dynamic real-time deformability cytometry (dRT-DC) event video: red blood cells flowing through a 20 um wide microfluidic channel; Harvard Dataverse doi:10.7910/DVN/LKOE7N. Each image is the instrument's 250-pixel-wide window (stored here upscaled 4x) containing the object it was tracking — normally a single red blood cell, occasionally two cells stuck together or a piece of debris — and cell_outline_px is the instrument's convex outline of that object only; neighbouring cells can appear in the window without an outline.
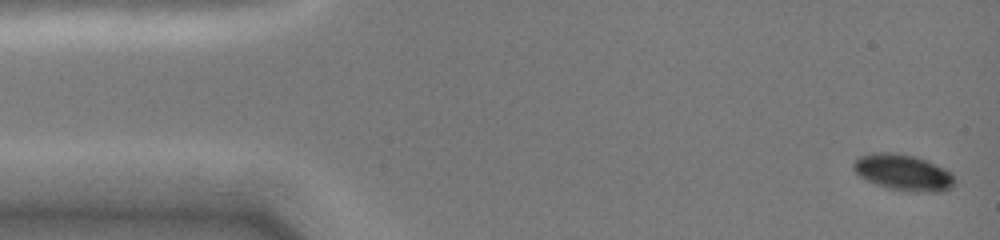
{"species": "common noctule bat (a hibernating species)", "species_latin": "Nyctalus noctula", "temperature_condition": "cold", "stored_images_in_passage": 25, "camera_frame_rate_fps": 3000, "um_per_image_px": 0.085, "animal": {"sex": "female", "body_mass_g": 19.0, "forearm_length_mm": 51.5}, "frame": {"image": 1, "passage_image": 1, "time_ms": 0.0, "image_size_px": [1000, 240], "cell_outline_px": [[956, 184], [952, 188], [944, 192], [916, 192], [888, 188], [876, 184], [860, 176], [852, 168], [852, 164], [860, 156], [872, 152], [888, 152], [912, 156], [924, 160], [944, 168], [952, 172], [956, 180]], "centroid_in_image_um": [76.82, 14.68], "position_along_channel_um": 8.2, "area_um2": 21.33}}
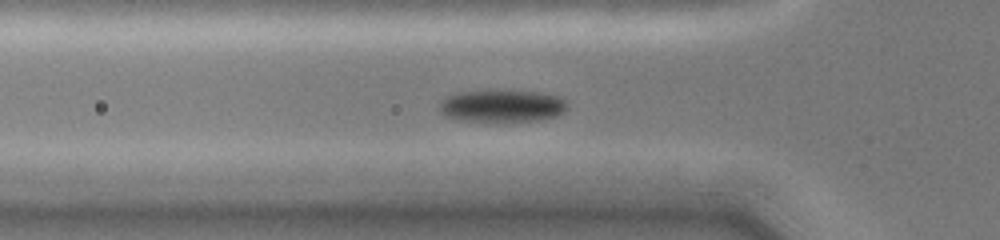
{"frame": {"image": 2, "passage_image": 19, "time_ms": 4.667, "image_size_px": [1000, 240], "cell_outline_px": [[568, 104], [564, 112], [556, 116], [540, 120], [464, 120], [444, 116], [440, 112], [440, 100], [448, 96], [460, 92], [492, 88], [496, 88], [544, 92], [560, 96]], "centroid_in_image_um": [42.7, 8.94], "position_along_channel_um": 83.1, "area_um2": 24.57}}
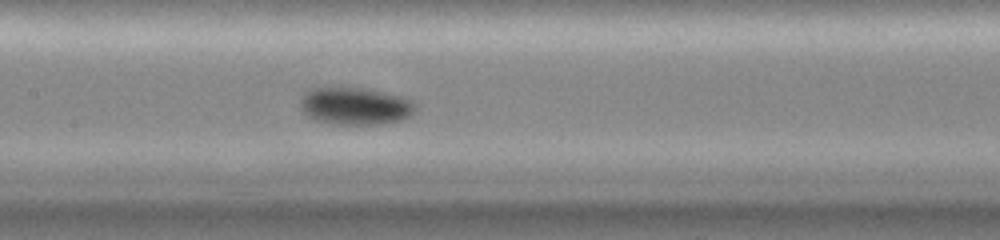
{"frame": {"image": 3, "passage_image": 25, "time_ms": 7.0, "image_size_px": [1000, 240], "cell_outline_px": [[416, 108], [404, 120], [384, 124], [332, 124], [316, 120], [308, 116], [300, 108], [300, 100], [304, 92], [308, 88], [364, 88], [384, 92], [400, 96], [412, 100], [416, 104]], "centroid_in_image_um": [30.18, 9.02], "position_along_channel_um": 177.2, "area_um2": 25.2}}